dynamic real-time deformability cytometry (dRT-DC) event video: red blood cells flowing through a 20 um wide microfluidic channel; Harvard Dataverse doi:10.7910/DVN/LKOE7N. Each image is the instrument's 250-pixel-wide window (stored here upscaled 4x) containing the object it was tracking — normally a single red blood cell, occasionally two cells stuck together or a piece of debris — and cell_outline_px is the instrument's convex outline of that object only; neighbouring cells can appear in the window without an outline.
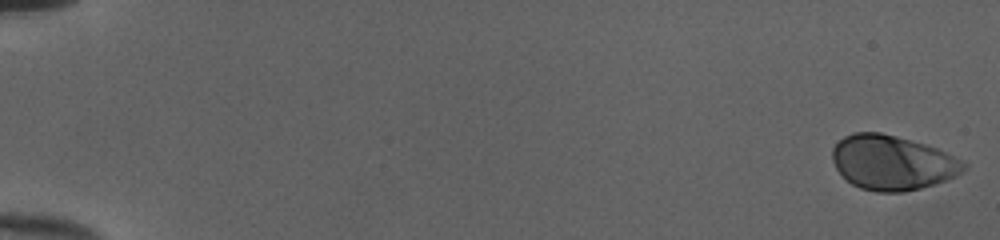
{"species": "human", "species_latin": "Homo sapiens", "temperature_condition": "cold", "stored_images_in_passage": 52, "camera_frame_rate_fps": 3000, "um_per_image_px": 0.085, "donor": {"sex": "female"}, "frame": {"image": 1, "passage_image": 1, "time_ms": 0.0, "image_size_px": [1000, 240], "cell_outline_px": [[968, 168], [956, 176], [920, 188], [904, 192], [876, 192], [860, 188], [852, 184], [836, 168], [832, 160], [832, 148], [844, 136], [852, 132], [880, 132], [896, 136], [924, 144], [936, 148], [968, 164]], "centroid_in_image_um": [75.83, 13.82], "position_along_channel_um": 9.2, "area_um2": 41.56}}
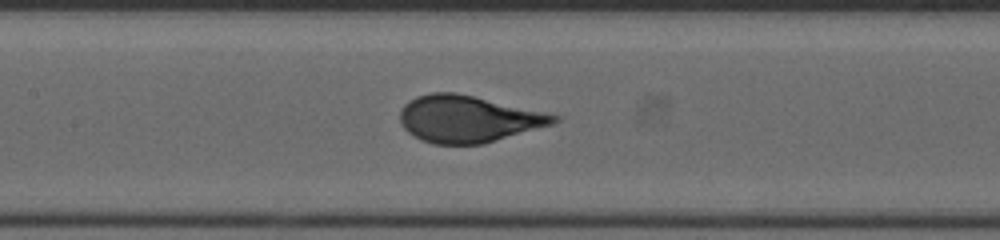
{"frame": {"image": 2, "passage_image": 27, "time_ms": 8.667, "image_size_px": [1000, 240], "cell_outline_px": [[560, 120], [552, 124], [484, 144], [432, 144], [420, 140], [408, 132], [400, 124], [400, 112], [404, 104], [416, 96], [432, 92], [456, 92], [544, 112], [560, 116]], "centroid_in_image_um": [39.75, 10.11], "position_along_channel_um": 167.7, "area_um2": 41.85}}
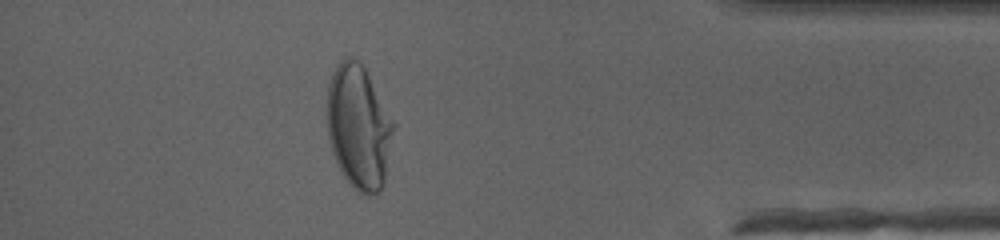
{"frame": {"image": 3, "passage_image": 47, "time_ms": 15.333, "image_size_px": [1000, 240], "cell_outline_px": [[396, 128], [384, 184], [380, 192], [372, 196], [368, 196], [356, 192], [352, 188], [336, 164], [328, 140], [328, 84], [332, 72], [340, 60], [344, 56], [352, 56], [360, 60], [396, 124]], "centroid_in_image_um": [30.52, 10.82], "position_along_channel_um": 404.7, "area_um2": 49.01}, "authors_computed_cell_mechanics": {"area_um2": 41.7605, "velocity_mm_per_s": 4.0094, "shape_relaxation_time_tau1_ms": 3.9803, "shape_relaxation_time_tau2_ms": null, "deformation_change_tau1": 0.202, "deformation_change_tau2": null}}